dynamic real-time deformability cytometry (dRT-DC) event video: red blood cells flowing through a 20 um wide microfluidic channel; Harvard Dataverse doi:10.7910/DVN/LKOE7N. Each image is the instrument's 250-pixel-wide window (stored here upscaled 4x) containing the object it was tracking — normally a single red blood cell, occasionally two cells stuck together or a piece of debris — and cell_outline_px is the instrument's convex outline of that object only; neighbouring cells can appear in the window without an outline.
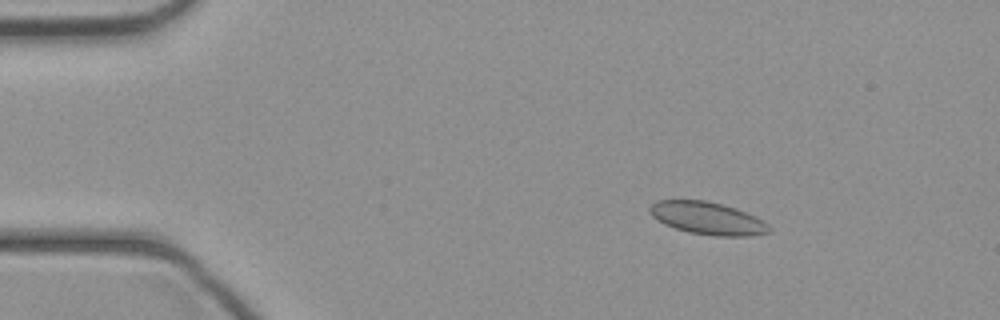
{"species": "common noctule bat (a hibernating species)", "species_latin": "Nyctalus noctula", "temperature_condition": "cold", "stored_images_in_passage": 39, "camera_frame_rate_fps": 3000, "um_per_image_px": 0.085, "animal": {"sex": "female", "body_mass_g": 21.9}, "frame": {"image": 1, "passage_image": 1, "time_ms": 0.0, "image_size_px": [1000, 320], "cell_outline_px": [[772, 232], [752, 236], [716, 236], [688, 232], [664, 224], [656, 220], [648, 212], [648, 208], [656, 200], [704, 200], [736, 208], [756, 216], [764, 220], [772, 228]], "centroid_in_image_um": [60.16, 18.56], "position_along_channel_um": 24.8, "area_um2": 22.89}}
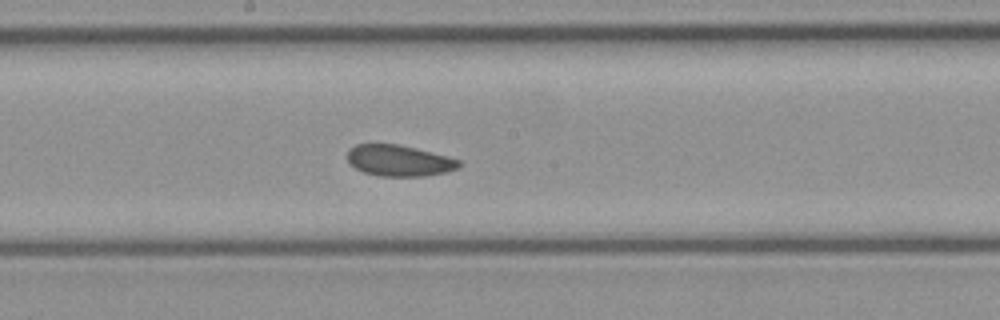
{"frame": {"image": 2, "passage_image": 18, "time_ms": 5.667, "image_size_px": [1000, 320], "cell_outline_px": [[460, 164], [456, 168], [448, 172], [424, 176], [376, 176], [364, 172], [348, 164], [348, 148], [356, 144], [400, 144], [448, 156], [460, 160]], "centroid_in_image_um": [33.9, 13.65], "position_along_channel_um": 214.3, "area_um2": 20.4}}
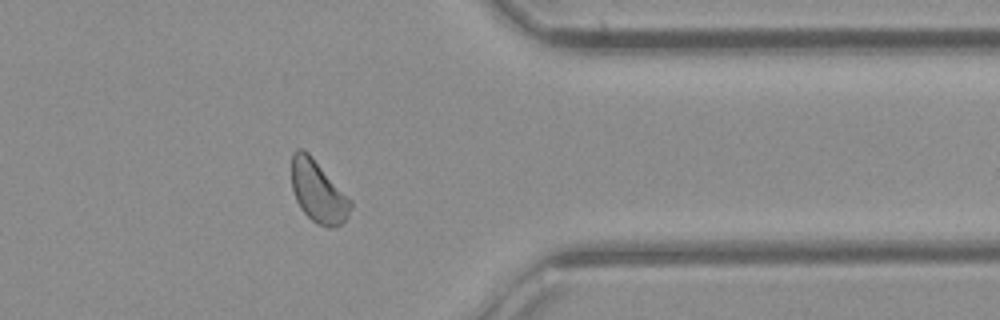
{"frame": {"image": 3, "passage_image": 30, "time_ms": 9.667, "image_size_px": [1000, 320], "cell_outline_px": [[352, 204], [348, 216], [340, 224], [328, 228], [316, 224], [300, 208], [296, 200], [292, 188], [292, 152], [296, 148], [300, 148], [308, 152], [312, 156], [352, 200]], "centroid_in_image_um": [27.03, 16.27], "position_along_channel_um": 384.4, "area_um2": 21.27}}